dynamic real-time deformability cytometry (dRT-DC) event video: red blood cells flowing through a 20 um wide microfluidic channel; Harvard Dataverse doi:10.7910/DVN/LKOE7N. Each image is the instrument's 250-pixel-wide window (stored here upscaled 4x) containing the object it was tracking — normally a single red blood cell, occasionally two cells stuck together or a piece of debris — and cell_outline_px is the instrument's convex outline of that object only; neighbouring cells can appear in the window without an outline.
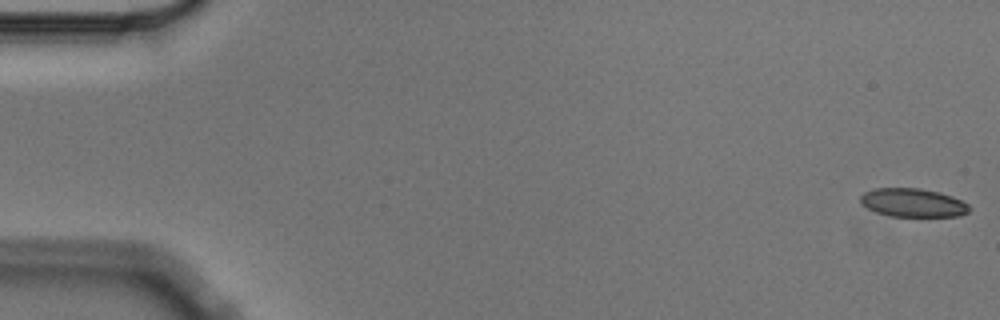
{"species": "Egyptian fruit bat (a non-hibernating species)", "species_latin": "Rousettus aegyptiacus", "temperature_condition": "cold", "stored_images_in_passage": 7, "camera_frame_rate_fps": 3000, "um_per_image_px": 0.085, "animal": {"sex": "male"}, "frame": {"image": 1, "passage_image": 1, "time_ms": 0.0, "image_size_px": [1000, 320], "cell_outline_px": [[972, 208], [968, 212], [960, 216], [888, 216], [876, 212], [860, 204], [860, 196], [864, 192], [872, 188], [920, 188], [940, 192], [952, 196], [968, 204]], "centroid_in_image_um": [77.58, 17.22], "position_along_channel_um": 7.4, "area_um2": 18.26}}
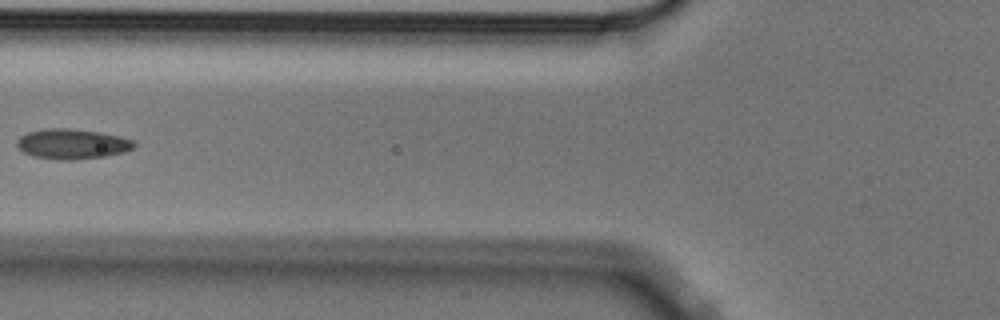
{"frame": {"image": 2, "passage_image": 6, "time_ms": 1.667, "image_size_px": [1000, 320], "cell_outline_px": [[136, 144], [132, 148], [124, 152], [104, 156], [68, 160], [64, 160], [32, 156], [24, 152], [16, 144], [16, 140], [20, 136], [28, 132], [44, 128], [68, 128], [100, 132], [120, 136], [132, 140]], "centroid_in_image_um": [6.11, 12.22], "position_along_channel_um": 119.7, "area_um2": 20.4}}
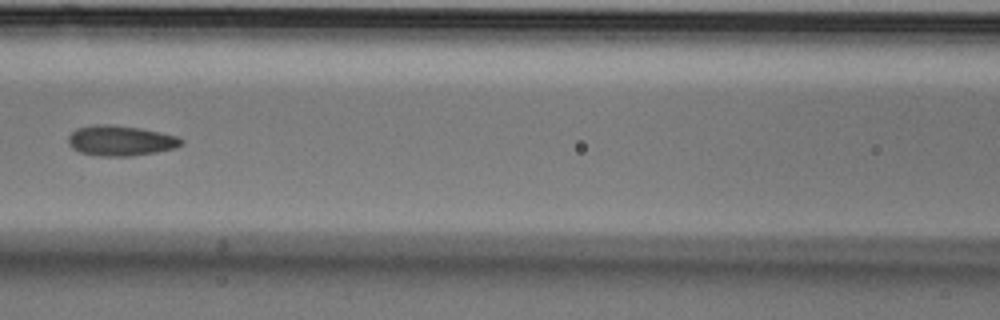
{"frame": {"image": 3, "passage_image": 7, "time_ms": 2.0, "image_size_px": [1000, 320], "cell_outline_px": [[184, 144], [176, 148], [156, 152], [132, 156], [100, 156], [80, 152], [72, 148], [68, 144], [68, 136], [76, 128], [104, 124], [140, 128], [160, 132], [176, 136], [184, 140]], "centroid_in_image_um": [10.27, 11.97], "position_along_channel_um": 156.3, "area_um2": 19.88}}